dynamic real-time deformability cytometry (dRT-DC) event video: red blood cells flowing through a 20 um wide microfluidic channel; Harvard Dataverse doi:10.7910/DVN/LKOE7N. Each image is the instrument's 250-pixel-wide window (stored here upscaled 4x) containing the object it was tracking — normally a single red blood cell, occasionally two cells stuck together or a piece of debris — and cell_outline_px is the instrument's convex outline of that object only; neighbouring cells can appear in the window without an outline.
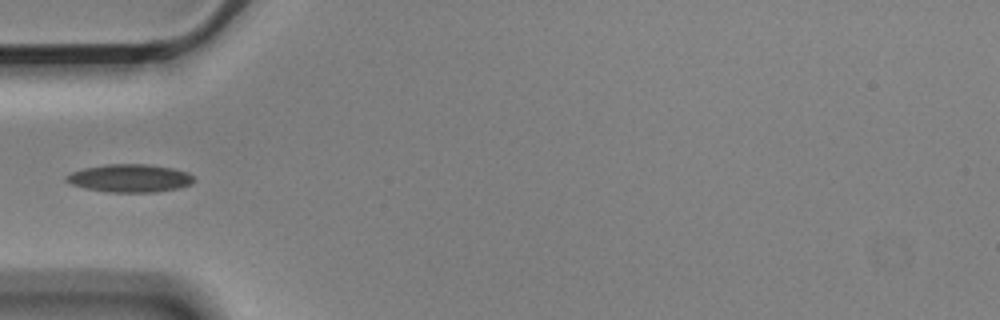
{"species": "Egyptian fruit bat (a non-hibernating species)", "species_latin": "Rousettus aegyptiacus", "temperature_condition": "cold", "stored_images_in_passage": 5, "camera_frame_rate_fps": 3000, "um_per_image_px": 0.085, "animal": {"sex": "male"}, "frame": {"image": 1, "passage_image": 5, "time_ms": 1.333, "image_size_px": [1000, 320], "cell_outline_px": [[196, 180], [192, 184], [180, 188], [156, 192], [108, 192], [88, 188], [72, 184], [64, 180], [64, 176], [72, 172], [84, 168], [104, 164], [148, 164], [172, 168], [188, 172]], "centroid_in_image_um": [11.06, 15.14], "position_along_channel_um": 73.9, "area_um2": 20.87}}